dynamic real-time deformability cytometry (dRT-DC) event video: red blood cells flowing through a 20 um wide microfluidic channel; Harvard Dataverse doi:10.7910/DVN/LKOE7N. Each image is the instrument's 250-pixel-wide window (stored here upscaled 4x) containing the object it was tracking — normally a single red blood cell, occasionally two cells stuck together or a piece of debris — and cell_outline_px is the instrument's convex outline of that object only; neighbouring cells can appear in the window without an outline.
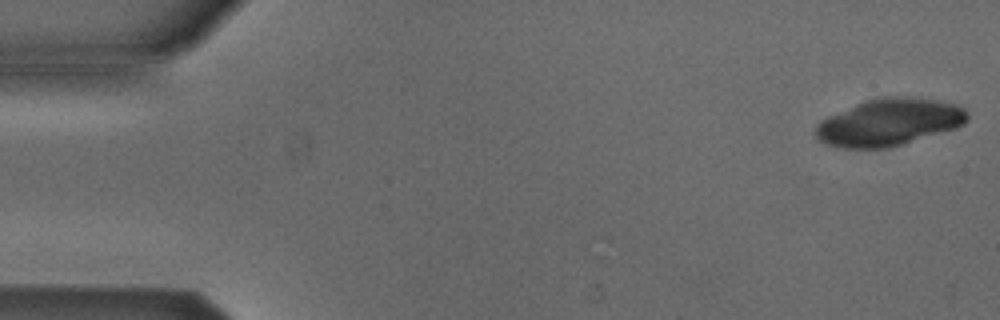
{"species": "Egyptian fruit bat (a non-hibernating species)", "species_latin": "Rousettus aegyptiacus", "temperature_condition": "cold", "stored_images_in_passage": 6, "camera_frame_rate_fps": 3000, "um_per_image_px": 0.085, "animal": {"sex": "male"}, "frame": {"image": 1, "passage_image": 1, "time_ms": 0.0, "image_size_px": [1000, 320], "cell_outline_px": [[968, 120], [964, 124], [956, 128], [888, 148], [840, 148], [824, 144], [812, 132], [816, 124], [820, 120], [828, 116], [864, 100], [880, 96], [896, 96], [936, 100], [956, 104], [964, 108], [968, 112]], "centroid_in_image_um": [75.53, 10.39], "position_along_channel_um": 9.5, "area_um2": 41.85}}